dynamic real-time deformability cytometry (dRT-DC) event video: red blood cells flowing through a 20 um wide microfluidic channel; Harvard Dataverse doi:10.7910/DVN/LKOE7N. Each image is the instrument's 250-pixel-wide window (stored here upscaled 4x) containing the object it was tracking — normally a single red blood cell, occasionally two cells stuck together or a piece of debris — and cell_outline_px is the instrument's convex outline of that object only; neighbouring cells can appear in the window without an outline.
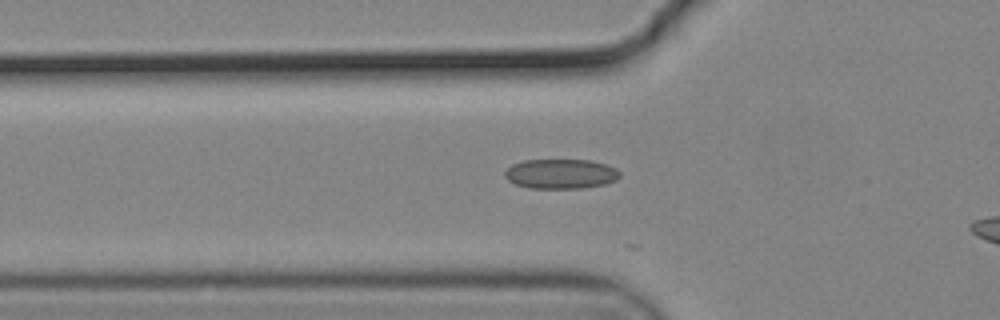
{"species": "common noctule bat (a hibernating species)", "species_latin": "Nyctalus noctula", "temperature_condition": "cold", "stored_images_in_passage": 21, "camera_frame_rate_fps": 3000, "um_per_image_px": 0.085, "animal": {"sex": "male", "body_mass_g": 19.2, "forearm_length_mm": 51.8}, "frame": {"image": 1, "passage_image": 13, "time_ms": 4.0, "image_size_px": [1000, 320], "cell_outline_px": [[620, 176], [616, 180], [604, 184], [580, 188], [528, 188], [516, 184], [508, 180], [504, 176], [504, 172], [512, 164], [524, 160], [588, 160], [604, 164], [616, 168], [620, 172]], "centroid_in_image_um": [47.65, 14.78], "position_along_channel_um": 78.2, "area_um2": 19.83}}
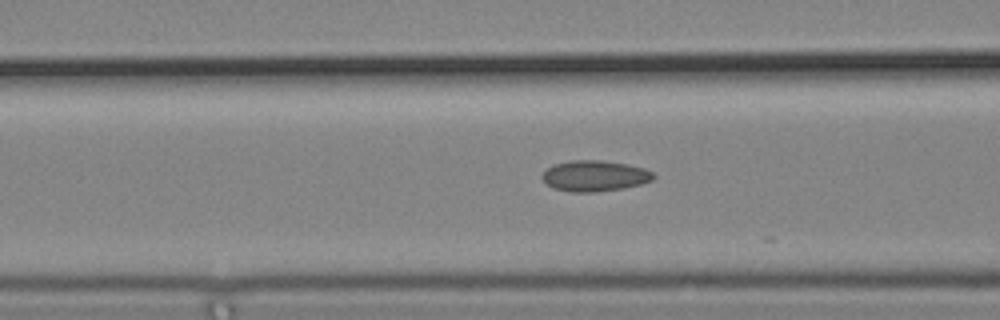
{"frame": {"image": 2, "passage_image": 16, "time_ms": 5.0, "image_size_px": [1000, 320], "cell_outline_px": [[656, 176], [652, 180], [640, 184], [624, 188], [596, 192], [568, 192], [552, 188], [540, 176], [552, 164], [572, 160], [600, 160], [628, 164], [644, 168], [652, 172]], "centroid_in_image_um": [50.54, 14.95], "position_along_channel_um": 116.1, "area_um2": 20.11}}
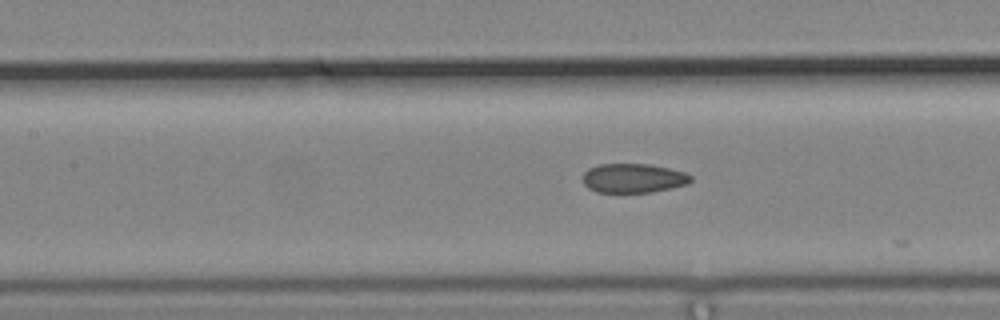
{"frame": {"image": 3, "passage_image": 19, "time_ms": 6.0, "image_size_px": [1000, 320], "cell_outline_px": [[692, 180], [688, 184], [672, 188], [652, 192], [596, 192], [588, 188], [584, 184], [584, 172], [588, 168], [600, 164], [648, 164], [668, 168], [684, 172], [692, 176]], "centroid_in_image_um": [53.84, 15.15], "position_along_channel_um": 153.6, "area_um2": 18.38}}